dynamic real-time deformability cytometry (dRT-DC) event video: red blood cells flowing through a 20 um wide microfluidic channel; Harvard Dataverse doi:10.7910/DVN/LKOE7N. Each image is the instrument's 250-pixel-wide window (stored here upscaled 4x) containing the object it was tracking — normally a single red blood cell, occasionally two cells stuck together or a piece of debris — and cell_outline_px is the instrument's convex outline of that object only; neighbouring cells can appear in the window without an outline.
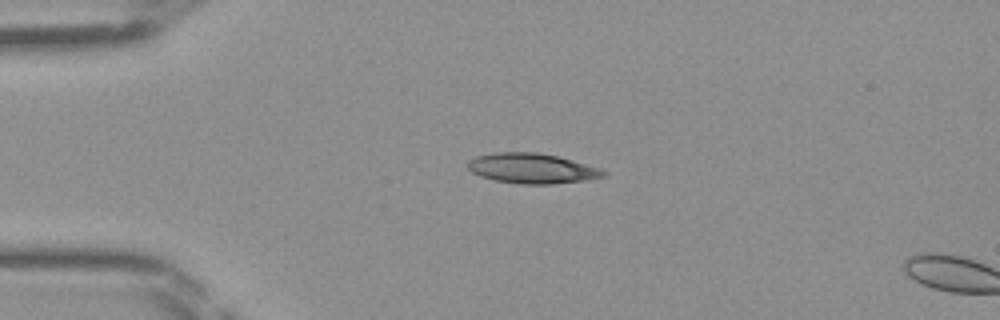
{"species": "Egyptian fruit bat (a non-hibernating species)", "species_latin": "Rousettus aegyptiacus", "temperature_condition": "room temperature", "stored_images_in_passage": 3, "camera_frame_rate_fps": 3000, "um_per_image_px": 0.085, "frame": {"image": 1, "passage_image": 1, "time_ms": 0.0, "image_size_px": [1000, 320], "cell_outline_px": [[608, 176], [588, 180], [552, 184], [520, 184], [496, 180], [480, 176], [472, 172], [464, 164], [468, 160], [476, 156], [496, 152], [536, 152], [556, 156], [572, 160], [600, 168], [608, 172]], "centroid_in_image_um": [45.23, 14.31], "position_along_channel_um": 39.8, "area_um2": 23.99}}